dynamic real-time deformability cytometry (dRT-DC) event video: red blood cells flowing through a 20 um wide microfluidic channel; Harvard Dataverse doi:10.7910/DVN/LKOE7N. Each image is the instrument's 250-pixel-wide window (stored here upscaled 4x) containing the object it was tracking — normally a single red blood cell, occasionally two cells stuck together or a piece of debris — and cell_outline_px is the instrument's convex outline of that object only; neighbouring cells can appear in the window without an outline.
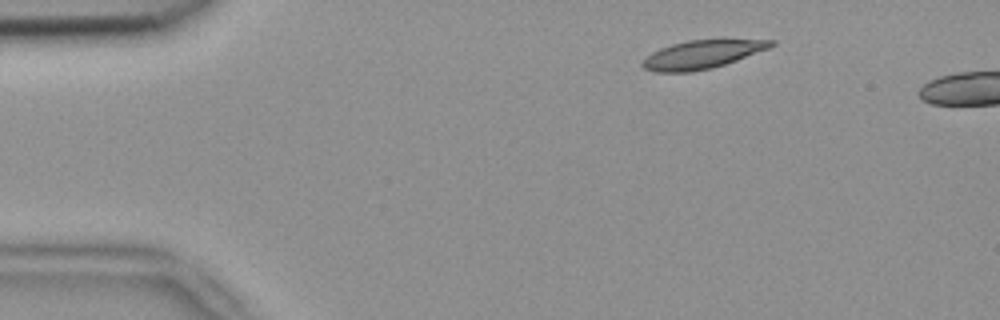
{"species": "common noctule bat (a hibernating species)", "species_latin": "Nyctalus noctula", "temperature_condition": "room temperature", "stored_images_in_passage": 4, "segment_of_instrument_passage": [1, 2], "camera_frame_rate_fps": 3000, "um_per_image_px": 0.085, "animal": {"sex": "female", "body_mass_g": 18.4}, "frame": {"image": 1, "passage_image": 1, "time_ms": 0.0, "image_size_px": [1000, 320], "cell_outline_px": [[776, 44], [768, 48], [736, 60], [712, 68], [692, 72], [656, 72], [644, 68], [640, 64], [652, 52], [660, 48], [672, 44], [688, 40], [776, 40]], "centroid_in_image_um": [59.64, 4.64], "position_along_channel_um": 25.4, "area_um2": 20.87}}